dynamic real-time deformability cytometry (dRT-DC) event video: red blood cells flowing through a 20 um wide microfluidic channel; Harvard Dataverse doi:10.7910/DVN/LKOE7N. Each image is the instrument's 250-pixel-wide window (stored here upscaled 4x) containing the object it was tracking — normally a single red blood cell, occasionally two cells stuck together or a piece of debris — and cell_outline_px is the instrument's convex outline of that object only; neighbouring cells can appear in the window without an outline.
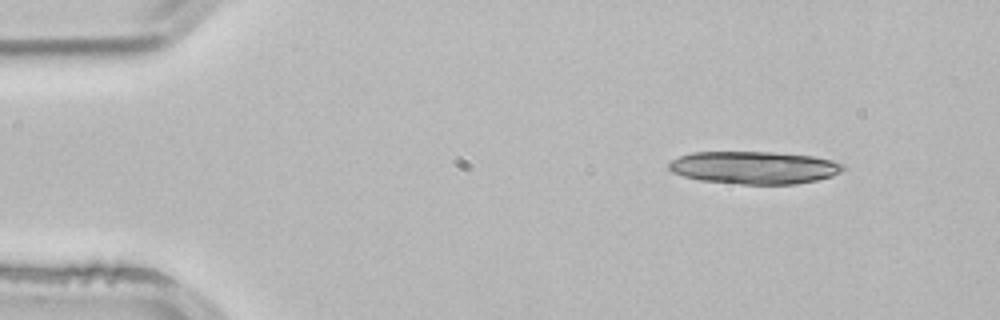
{"species": "common noctule bat (a hibernating species)", "species_latin": "Nyctalus noctula", "temperature_condition": "room temperature", "stored_images_in_passage": 4, "segment_of_instrument_passage": [1, 2], "camera_frame_rate_fps": 3000, "um_per_image_px": 0.085, "animal": {"sex": "male", "body_mass_g": 21.5, "forearm_length_mm": 52.0}, "frame": {"image": 1, "passage_image": 1, "time_ms": 0.0, "image_size_px": [1000, 320], "cell_outline_px": [[848, 168], [832, 176], [816, 180], [796, 184], [740, 184], [700, 180], [684, 176], [672, 172], [668, 168], [668, 164], [672, 160], [680, 156], [692, 152], [772, 152], [812, 156], [832, 160], [844, 164]], "centroid_in_image_um": [64.13, 14.24], "position_along_channel_um": 20.9, "area_um2": 33.18}}